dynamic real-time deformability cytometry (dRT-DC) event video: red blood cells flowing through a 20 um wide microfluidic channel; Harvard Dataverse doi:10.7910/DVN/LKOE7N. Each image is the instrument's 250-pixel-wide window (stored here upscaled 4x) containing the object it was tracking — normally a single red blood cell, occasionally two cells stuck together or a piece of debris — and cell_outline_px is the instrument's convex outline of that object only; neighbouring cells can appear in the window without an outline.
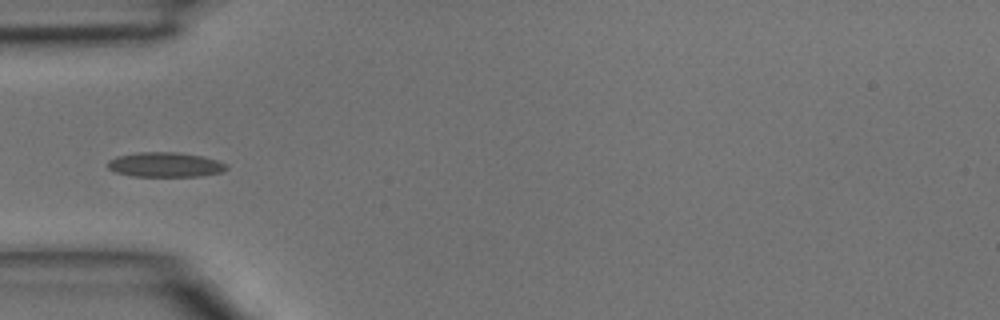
{"species": "common noctule bat (a hibernating species)", "species_latin": "Nyctalus noctula", "temperature_condition": "room temperature", "stored_images_in_passage": 3, "camera_frame_rate_fps": 3000, "um_per_image_px": 0.085, "animal": {"sex": "male", "body_mass_g": 15.6}, "frame": {"image": 1, "passage_image": 3, "time_ms": 0.667, "image_size_px": [1000, 320], "cell_outline_px": [[228, 168], [224, 172], [200, 176], [132, 176], [116, 172], [108, 168], [108, 160], [116, 156], [136, 152], [176, 152], [204, 156], [228, 164]], "centroid_in_image_um": [14.06, 13.99], "position_along_channel_um": 70.9, "area_um2": 17.28}}